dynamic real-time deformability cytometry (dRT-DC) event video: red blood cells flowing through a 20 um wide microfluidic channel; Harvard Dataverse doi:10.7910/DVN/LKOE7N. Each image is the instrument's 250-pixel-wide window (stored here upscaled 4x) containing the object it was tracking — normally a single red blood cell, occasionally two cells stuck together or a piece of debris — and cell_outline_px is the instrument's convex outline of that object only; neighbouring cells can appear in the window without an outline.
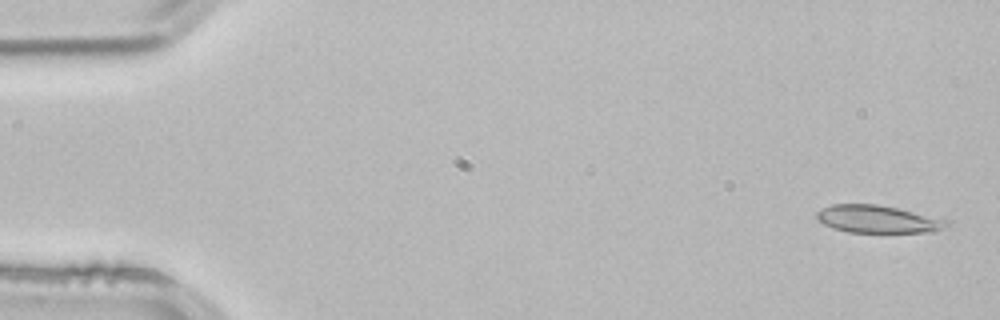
{"species": "common noctule bat (a hibernating species)", "species_latin": "Nyctalus noctula", "temperature_condition": "room temperature", "stored_images_in_passage": 3, "camera_frame_rate_fps": 3000, "um_per_image_px": 0.085, "animal": {"sex": "male", "body_mass_g": 21.5, "forearm_length_mm": 52.0}, "frame": {"image": 1, "passage_image": 1, "time_ms": 0.0, "image_size_px": [1000, 320], "cell_outline_px": [[952, 224], [936, 232], [848, 232], [832, 228], [816, 220], [816, 212], [832, 204], [876, 204], [896, 208], [952, 220]], "centroid_in_image_um": [74.66, 18.63], "position_along_channel_um": 10.3, "area_um2": 21.1}}
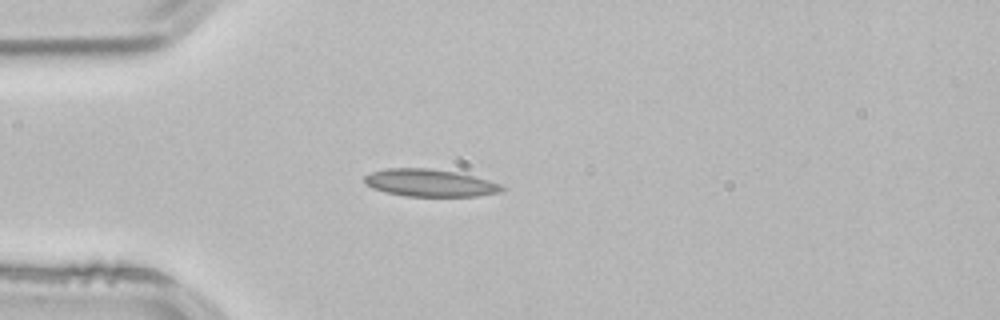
{"frame": {"image": 2, "passage_image": 3, "time_ms": 0.667, "image_size_px": [1000, 320], "cell_outline_px": [[504, 188], [500, 192], [480, 196], [404, 196], [384, 192], [372, 188], [364, 184], [364, 176], [372, 172], [388, 168], [428, 168], [460, 172], [488, 180], [500, 184]], "centroid_in_image_um": [36.52, 15.54], "position_along_channel_um": 48.5, "area_um2": 22.08}}